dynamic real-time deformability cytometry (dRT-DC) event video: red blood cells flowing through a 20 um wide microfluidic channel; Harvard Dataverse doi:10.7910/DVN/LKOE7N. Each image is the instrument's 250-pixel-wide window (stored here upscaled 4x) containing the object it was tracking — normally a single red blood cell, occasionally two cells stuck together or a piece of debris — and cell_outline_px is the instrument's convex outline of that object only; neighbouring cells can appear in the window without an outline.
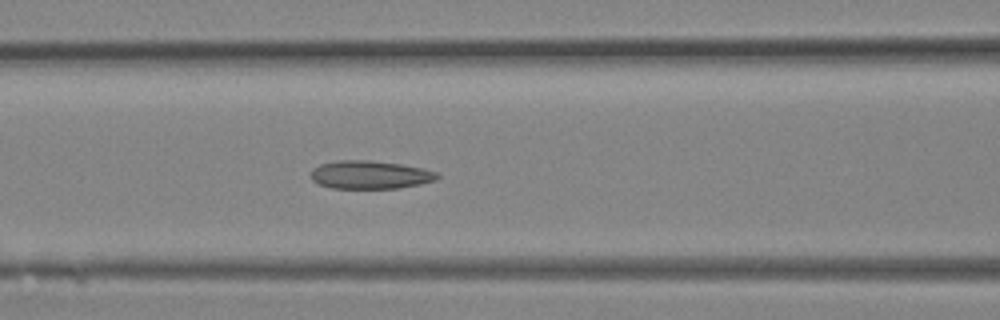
{"species": "Egyptian fruit bat (a non-hibernating species)", "species_latin": "Rousettus aegyptiacus", "temperature_condition": "room temperature", "stored_images_in_passage": 15, "camera_frame_rate_fps": 3000, "um_per_image_px": 0.085, "animal": {"sex": "female"}, "frame": {"image": 1, "passage_image": 13, "time_ms": 4.0, "image_size_px": [1000, 320], "cell_outline_px": [[440, 176], [436, 180], [420, 184], [396, 188], [332, 188], [320, 184], [312, 180], [312, 168], [320, 164], [336, 160], [368, 160], [400, 164], [424, 168], [436, 172]], "centroid_in_image_um": [31.46, 14.85], "position_along_channel_um": 135.1, "area_um2": 20.69}}
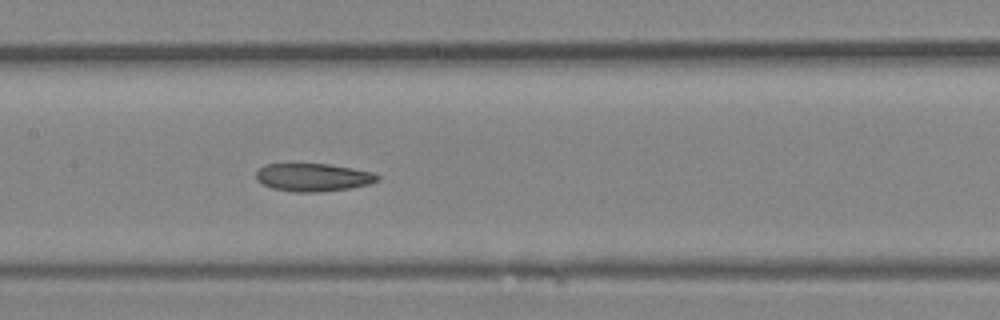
{"frame": {"image": 2, "passage_image": 15, "time_ms": 4.667, "image_size_px": [1000, 320], "cell_outline_px": [[380, 180], [368, 184], [348, 188], [320, 192], [292, 192], [272, 188], [256, 180], [256, 172], [264, 164], [328, 164], [352, 168], [372, 172], [380, 176]], "centroid_in_image_um": [26.61, 15.07], "position_along_channel_um": 180.8, "area_um2": 19.71}}